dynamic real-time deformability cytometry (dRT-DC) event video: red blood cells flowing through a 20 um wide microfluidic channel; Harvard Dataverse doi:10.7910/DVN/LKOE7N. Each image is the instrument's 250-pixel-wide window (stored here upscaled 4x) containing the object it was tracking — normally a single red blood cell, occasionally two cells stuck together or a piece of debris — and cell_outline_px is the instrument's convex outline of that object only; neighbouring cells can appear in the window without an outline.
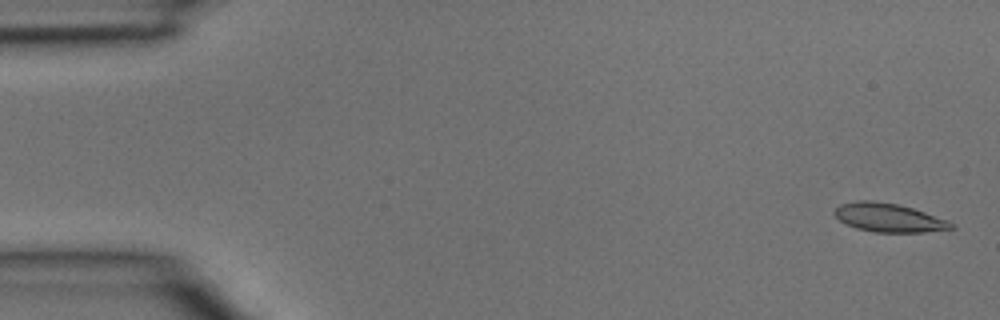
{"species": "common noctule bat (a hibernating species)", "species_latin": "Nyctalus noctula", "temperature_condition": "room temperature", "stored_images_in_passage": 5, "camera_frame_rate_fps": 3000, "um_per_image_px": 0.085, "animal": {"sex": "male", "body_mass_g": 15.6}, "frame": {"image": 1, "passage_image": 1, "time_ms": 0.0, "image_size_px": [1000, 320], "cell_outline_px": [[956, 228], [924, 232], [876, 232], [856, 228], [840, 220], [832, 212], [840, 204], [860, 200], [872, 200], [896, 204], [912, 208], [948, 220]], "centroid_in_image_um": [75.54, 18.5], "position_along_channel_um": 9.5, "area_um2": 19.25}}